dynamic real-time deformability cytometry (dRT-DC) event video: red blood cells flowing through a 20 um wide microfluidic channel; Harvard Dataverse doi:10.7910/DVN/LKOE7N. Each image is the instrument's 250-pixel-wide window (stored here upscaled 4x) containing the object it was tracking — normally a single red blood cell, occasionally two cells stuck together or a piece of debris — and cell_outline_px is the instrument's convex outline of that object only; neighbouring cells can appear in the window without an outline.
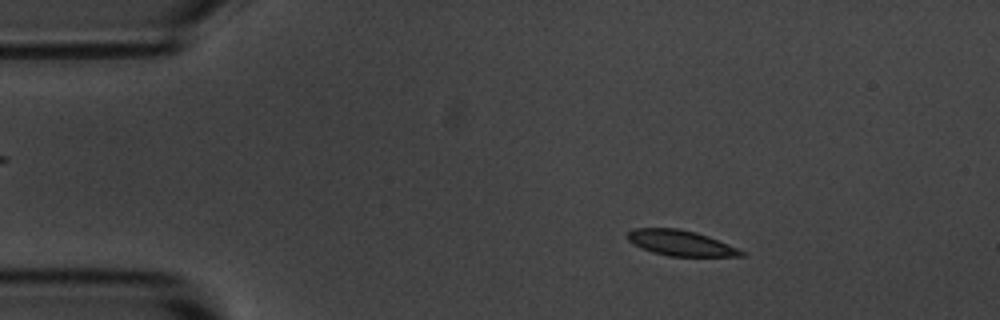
{"species": "common noctule bat (a hibernating species)", "species_latin": "Nyctalus noctula", "temperature_condition": "room temperature", "stored_images_in_passage": 25, "camera_frame_rate_fps": 3000, "um_per_image_px": 0.085, "animal": {"sex": "male", "body_mass_g": 20.1, "forearm_length_mm": 53.5}, "frame": {"image": 1, "passage_image": 4, "time_ms": 1.0, "image_size_px": [1000, 320], "cell_outline_px": [[744, 256], [668, 256], [652, 252], [640, 248], [628, 240], [628, 232], [632, 228], [680, 228], [696, 232], [708, 236], [728, 244], [744, 252]], "centroid_in_image_um": [57.81, 20.65], "position_along_channel_um": 27.2, "area_um2": 16.82}}
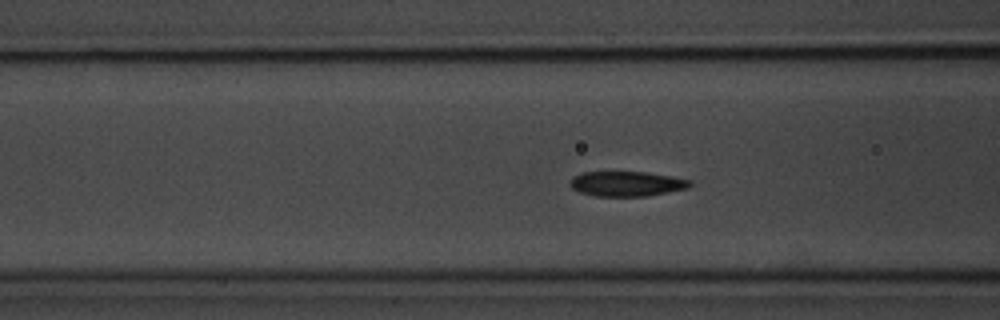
{"frame": {"image": 2, "passage_image": 16, "time_ms": 5.0, "image_size_px": [1000, 320], "cell_outline_px": [[692, 184], [688, 188], [648, 196], [592, 196], [580, 192], [572, 188], [568, 184], [568, 180], [572, 176], [580, 172], [644, 172], [692, 180]], "centroid_in_image_um": [53.2, 15.62], "position_along_channel_um": 113.4, "area_um2": 17.57}}
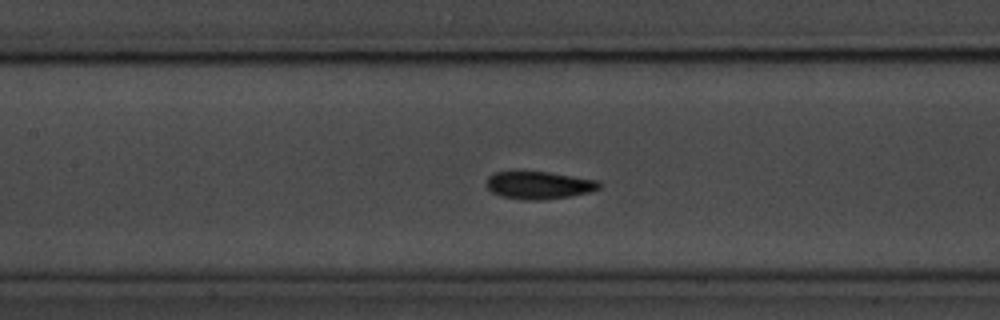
{"frame": {"image": 3, "passage_image": 20, "time_ms": 6.333, "image_size_px": [1000, 320], "cell_outline_px": [[600, 188], [588, 192], [568, 196], [544, 200], [524, 200], [500, 196], [492, 192], [488, 188], [484, 180], [488, 176], [496, 172], [548, 172], [600, 180]], "centroid_in_image_um": [45.79, 15.74], "position_along_channel_um": 161.6, "area_um2": 18.15}}